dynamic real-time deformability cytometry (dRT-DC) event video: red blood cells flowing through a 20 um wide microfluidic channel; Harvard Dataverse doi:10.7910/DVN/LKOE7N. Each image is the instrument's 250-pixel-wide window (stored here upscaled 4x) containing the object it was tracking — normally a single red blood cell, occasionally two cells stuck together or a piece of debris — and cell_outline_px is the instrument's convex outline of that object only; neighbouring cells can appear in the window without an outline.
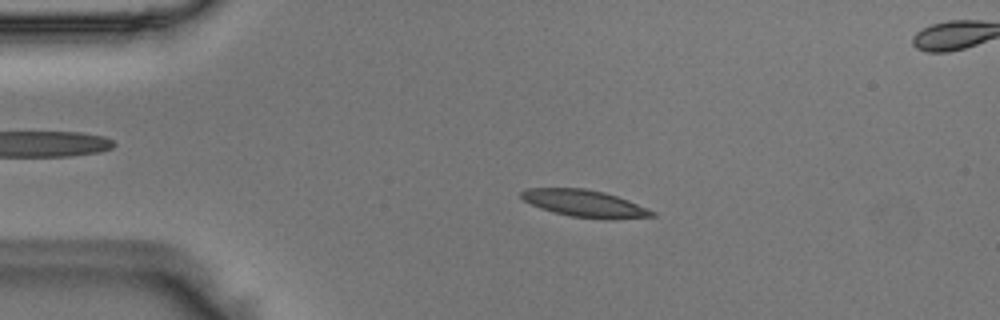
{"species": "Egyptian fruit bat (a non-hibernating species)", "species_latin": "Rousettus aegyptiacus", "temperature_condition": "room temperature", "stored_images_in_passage": 51, "camera_frame_rate_fps": 3000, "um_per_image_px": 0.085, "animal": {"sex": "male"}, "frame": {"image": 1, "passage_image": 10, "time_ms": 3.0, "image_size_px": [1000, 320], "cell_outline_px": [[656, 216], [604, 220], [572, 216], [540, 208], [524, 200], [520, 196], [520, 192], [528, 188], [584, 188], [604, 192], [628, 200], [656, 212]], "centroid_in_image_um": [49.72, 17.3], "position_along_channel_um": 35.3, "area_um2": 20.46}}
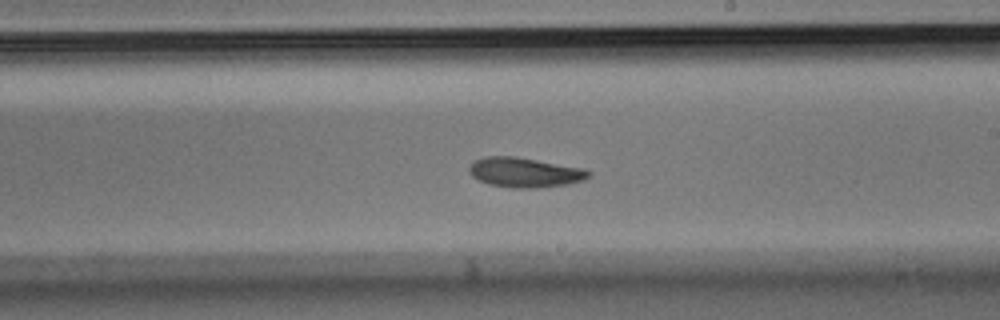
{"frame": {"image": 2, "passage_image": 29, "time_ms": 9.333, "image_size_px": [1000, 320], "cell_outline_px": [[592, 176], [584, 180], [568, 184], [540, 188], [512, 188], [488, 184], [472, 176], [468, 172], [468, 168], [476, 160], [488, 156], [516, 156], [584, 168], [592, 172]], "centroid_in_image_um": [44.65, 14.66], "position_along_channel_um": 244.3, "area_um2": 20.92}}
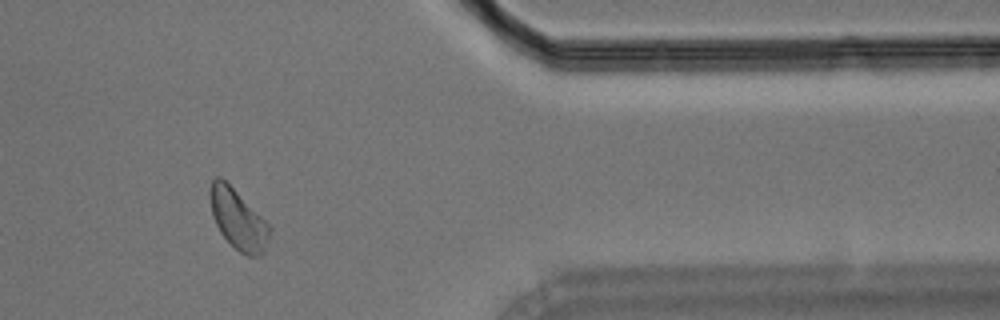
{"frame": {"image": 3, "passage_image": 42, "time_ms": 13.667, "image_size_px": [1000, 320], "cell_outline_px": [[272, 228], [264, 252], [260, 256], [248, 256], [240, 252], [220, 232], [212, 216], [208, 192], [212, 180], [216, 176], [220, 176]], "centroid_in_image_um": [20.21, 18.65], "position_along_channel_um": 391.2, "area_um2": 20.4}}